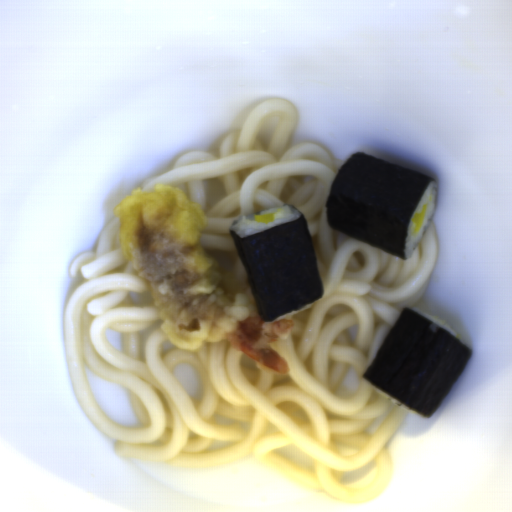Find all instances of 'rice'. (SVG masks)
Returning a JSON list of instances; mask_svg holds the SVG:
<instances>
[{
  "instance_id": "1",
  "label": "rice",
  "mask_w": 512,
  "mask_h": 512,
  "mask_svg": "<svg viewBox=\"0 0 512 512\" xmlns=\"http://www.w3.org/2000/svg\"><path fill=\"white\" fill-rule=\"evenodd\" d=\"M275 221L273 223H258L254 215H265L273 213ZM301 217L299 210L289 204L268 208L265 211L253 214H242L231 221L229 230H232L239 238H246L258 234L264 230L274 228L282 223L293 221Z\"/></svg>"
},
{
  "instance_id": "2",
  "label": "rice",
  "mask_w": 512,
  "mask_h": 512,
  "mask_svg": "<svg viewBox=\"0 0 512 512\" xmlns=\"http://www.w3.org/2000/svg\"><path fill=\"white\" fill-rule=\"evenodd\" d=\"M437 197H438V183L436 181L430 182V184L425 188L417 207L415 208V210L413 211V213L409 219L408 228H407V232H406V238H405V246H404V259L405 260H409L412 257L413 253L417 249V247L420 244L421 240L423 239L425 233L427 232L428 228L430 227L432 220H433L435 208H436ZM424 204L428 205L427 214L423 220V223H422L419 233L413 235L414 224L411 221L412 216L415 213L420 212V210Z\"/></svg>"
},
{
  "instance_id": "3",
  "label": "rice",
  "mask_w": 512,
  "mask_h": 512,
  "mask_svg": "<svg viewBox=\"0 0 512 512\" xmlns=\"http://www.w3.org/2000/svg\"><path fill=\"white\" fill-rule=\"evenodd\" d=\"M410 310L420 314L421 316L429 319L430 321H432L433 323H435L436 325H438L439 327H441L442 329H444L445 331H447L449 334H451L453 337H455L456 339H458L460 342L464 344V342L462 341V339L460 338V336L456 333V331L447 323L445 322L442 318H438V317H435V316H431L427 313H425L424 311L420 310L419 308L417 307H412ZM466 346V345H465Z\"/></svg>"
},
{
  "instance_id": "4",
  "label": "rice",
  "mask_w": 512,
  "mask_h": 512,
  "mask_svg": "<svg viewBox=\"0 0 512 512\" xmlns=\"http://www.w3.org/2000/svg\"><path fill=\"white\" fill-rule=\"evenodd\" d=\"M365 380H366V382H367L369 387H371L372 389H374L375 391H377L378 393H380L381 395L386 397L388 400H390L396 406L402 408L403 410L407 411L408 413H411V414L416 415V416L423 417L422 415H420L417 411H415L410 406L406 405L405 403L401 402L400 400L394 398L393 396H391L388 393L384 392L383 390L379 389L378 387L373 385L370 381H368L366 378H365Z\"/></svg>"
},
{
  "instance_id": "5",
  "label": "rice",
  "mask_w": 512,
  "mask_h": 512,
  "mask_svg": "<svg viewBox=\"0 0 512 512\" xmlns=\"http://www.w3.org/2000/svg\"><path fill=\"white\" fill-rule=\"evenodd\" d=\"M314 302H315V301H314ZM314 302H312V303H310V304H308V305H305V306H303V307H301V308H299V309H297V310H294V311H292V312H289V313H287V314H285V315H283V316H281V317H278V318H276L274 321H279V320H281V319H283V318H287V317L293 316V315H295V314H296V313H298V312H303L304 310H306L307 308H309L310 306H312Z\"/></svg>"
}]
</instances>
